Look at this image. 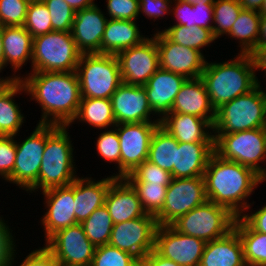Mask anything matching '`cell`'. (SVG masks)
<instances>
[{
    "instance_id": "29",
    "label": "cell",
    "mask_w": 266,
    "mask_h": 266,
    "mask_svg": "<svg viewBox=\"0 0 266 266\" xmlns=\"http://www.w3.org/2000/svg\"><path fill=\"white\" fill-rule=\"evenodd\" d=\"M199 266H247L238 233L232 229L224 237L207 242Z\"/></svg>"
},
{
    "instance_id": "47",
    "label": "cell",
    "mask_w": 266,
    "mask_h": 266,
    "mask_svg": "<svg viewBox=\"0 0 266 266\" xmlns=\"http://www.w3.org/2000/svg\"><path fill=\"white\" fill-rule=\"evenodd\" d=\"M16 136H0V179L6 182L12 175L16 159Z\"/></svg>"
},
{
    "instance_id": "28",
    "label": "cell",
    "mask_w": 266,
    "mask_h": 266,
    "mask_svg": "<svg viewBox=\"0 0 266 266\" xmlns=\"http://www.w3.org/2000/svg\"><path fill=\"white\" fill-rule=\"evenodd\" d=\"M214 152V143L179 142L175 149L173 178L204 176L208 160Z\"/></svg>"
},
{
    "instance_id": "37",
    "label": "cell",
    "mask_w": 266,
    "mask_h": 266,
    "mask_svg": "<svg viewBox=\"0 0 266 266\" xmlns=\"http://www.w3.org/2000/svg\"><path fill=\"white\" fill-rule=\"evenodd\" d=\"M81 225L95 247L109 243L114 224L105 204L96 209Z\"/></svg>"
},
{
    "instance_id": "26",
    "label": "cell",
    "mask_w": 266,
    "mask_h": 266,
    "mask_svg": "<svg viewBox=\"0 0 266 266\" xmlns=\"http://www.w3.org/2000/svg\"><path fill=\"white\" fill-rule=\"evenodd\" d=\"M4 51V69L11 66L13 74L8 76V80L21 79V73L15 75L32 61L33 37L24 26L4 27L2 35Z\"/></svg>"
},
{
    "instance_id": "5",
    "label": "cell",
    "mask_w": 266,
    "mask_h": 266,
    "mask_svg": "<svg viewBox=\"0 0 266 266\" xmlns=\"http://www.w3.org/2000/svg\"><path fill=\"white\" fill-rule=\"evenodd\" d=\"M258 84L249 93L236 97L216 110L214 134H229L263 127L266 124V91Z\"/></svg>"
},
{
    "instance_id": "42",
    "label": "cell",
    "mask_w": 266,
    "mask_h": 266,
    "mask_svg": "<svg viewBox=\"0 0 266 266\" xmlns=\"http://www.w3.org/2000/svg\"><path fill=\"white\" fill-rule=\"evenodd\" d=\"M91 266H140V261L128 252L106 244L96 247Z\"/></svg>"
},
{
    "instance_id": "58",
    "label": "cell",
    "mask_w": 266,
    "mask_h": 266,
    "mask_svg": "<svg viewBox=\"0 0 266 266\" xmlns=\"http://www.w3.org/2000/svg\"><path fill=\"white\" fill-rule=\"evenodd\" d=\"M258 12L260 15H266V0H263V3Z\"/></svg>"
},
{
    "instance_id": "15",
    "label": "cell",
    "mask_w": 266,
    "mask_h": 266,
    "mask_svg": "<svg viewBox=\"0 0 266 266\" xmlns=\"http://www.w3.org/2000/svg\"><path fill=\"white\" fill-rule=\"evenodd\" d=\"M44 243L62 264L73 266H91L96 249L79 223L58 230Z\"/></svg>"
},
{
    "instance_id": "7",
    "label": "cell",
    "mask_w": 266,
    "mask_h": 266,
    "mask_svg": "<svg viewBox=\"0 0 266 266\" xmlns=\"http://www.w3.org/2000/svg\"><path fill=\"white\" fill-rule=\"evenodd\" d=\"M76 73L84 98L110 99L122 83L119 62L113 54H82Z\"/></svg>"
},
{
    "instance_id": "46",
    "label": "cell",
    "mask_w": 266,
    "mask_h": 266,
    "mask_svg": "<svg viewBox=\"0 0 266 266\" xmlns=\"http://www.w3.org/2000/svg\"><path fill=\"white\" fill-rule=\"evenodd\" d=\"M109 19L133 20L139 18V0H106Z\"/></svg>"
},
{
    "instance_id": "14",
    "label": "cell",
    "mask_w": 266,
    "mask_h": 266,
    "mask_svg": "<svg viewBox=\"0 0 266 266\" xmlns=\"http://www.w3.org/2000/svg\"><path fill=\"white\" fill-rule=\"evenodd\" d=\"M152 35V37H147L140 44L116 54L122 82L143 86L159 69V52L155 33Z\"/></svg>"
},
{
    "instance_id": "20",
    "label": "cell",
    "mask_w": 266,
    "mask_h": 266,
    "mask_svg": "<svg viewBox=\"0 0 266 266\" xmlns=\"http://www.w3.org/2000/svg\"><path fill=\"white\" fill-rule=\"evenodd\" d=\"M97 4L76 11L71 34L82 54H101V41L108 21Z\"/></svg>"
},
{
    "instance_id": "4",
    "label": "cell",
    "mask_w": 266,
    "mask_h": 266,
    "mask_svg": "<svg viewBox=\"0 0 266 266\" xmlns=\"http://www.w3.org/2000/svg\"><path fill=\"white\" fill-rule=\"evenodd\" d=\"M70 126L47 124V139L37 183L26 193L69 186L77 176ZM31 193V194H30Z\"/></svg>"
},
{
    "instance_id": "2",
    "label": "cell",
    "mask_w": 266,
    "mask_h": 266,
    "mask_svg": "<svg viewBox=\"0 0 266 266\" xmlns=\"http://www.w3.org/2000/svg\"><path fill=\"white\" fill-rule=\"evenodd\" d=\"M207 199L227 208L236 217L248 212V203L260 185V175L237 162L222 159L215 152L208 160L204 172Z\"/></svg>"
},
{
    "instance_id": "3",
    "label": "cell",
    "mask_w": 266,
    "mask_h": 266,
    "mask_svg": "<svg viewBox=\"0 0 266 266\" xmlns=\"http://www.w3.org/2000/svg\"><path fill=\"white\" fill-rule=\"evenodd\" d=\"M237 54L227 61L210 63L207 60L200 76L215 111L258 85L251 55Z\"/></svg>"
},
{
    "instance_id": "9",
    "label": "cell",
    "mask_w": 266,
    "mask_h": 266,
    "mask_svg": "<svg viewBox=\"0 0 266 266\" xmlns=\"http://www.w3.org/2000/svg\"><path fill=\"white\" fill-rule=\"evenodd\" d=\"M236 218L227 208L207 200L170 225L180 233L207 243L227 235L234 228Z\"/></svg>"
},
{
    "instance_id": "60",
    "label": "cell",
    "mask_w": 266,
    "mask_h": 266,
    "mask_svg": "<svg viewBox=\"0 0 266 266\" xmlns=\"http://www.w3.org/2000/svg\"><path fill=\"white\" fill-rule=\"evenodd\" d=\"M7 224H8V222L6 223L3 216L1 215L0 216V228L4 227Z\"/></svg>"
},
{
    "instance_id": "12",
    "label": "cell",
    "mask_w": 266,
    "mask_h": 266,
    "mask_svg": "<svg viewBox=\"0 0 266 266\" xmlns=\"http://www.w3.org/2000/svg\"><path fill=\"white\" fill-rule=\"evenodd\" d=\"M156 217L146 213L113 225L109 245L128 252L141 261L155 247Z\"/></svg>"
},
{
    "instance_id": "25",
    "label": "cell",
    "mask_w": 266,
    "mask_h": 266,
    "mask_svg": "<svg viewBox=\"0 0 266 266\" xmlns=\"http://www.w3.org/2000/svg\"><path fill=\"white\" fill-rule=\"evenodd\" d=\"M171 112L190 114L214 124L216 111L201 77L185 80L174 99Z\"/></svg>"
},
{
    "instance_id": "27",
    "label": "cell",
    "mask_w": 266,
    "mask_h": 266,
    "mask_svg": "<svg viewBox=\"0 0 266 266\" xmlns=\"http://www.w3.org/2000/svg\"><path fill=\"white\" fill-rule=\"evenodd\" d=\"M24 92V83L20 80H5L0 82V136H17L26 122L20 106L14 98Z\"/></svg>"
},
{
    "instance_id": "43",
    "label": "cell",
    "mask_w": 266,
    "mask_h": 266,
    "mask_svg": "<svg viewBox=\"0 0 266 266\" xmlns=\"http://www.w3.org/2000/svg\"><path fill=\"white\" fill-rule=\"evenodd\" d=\"M125 179L129 183L170 184L172 175L158 165L145 160L128 174Z\"/></svg>"
},
{
    "instance_id": "48",
    "label": "cell",
    "mask_w": 266,
    "mask_h": 266,
    "mask_svg": "<svg viewBox=\"0 0 266 266\" xmlns=\"http://www.w3.org/2000/svg\"><path fill=\"white\" fill-rule=\"evenodd\" d=\"M9 224L0 228V266H15L16 241Z\"/></svg>"
},
{
    "instance_id": "61",
    "label": "cell",
    "mask_w": 266,
    "mask_h": 266,
    "mask_svg": "<svg viewBox=\"0 0 266 266\" xmlns=\"http://www.w3.org/2000/svg\"><path fill=\"white\" fill-rule=\"evenodd\" d=\"M264 130L265 142H266V124L262 127Z\"/></svg>"
},
{
    "instance_id": "57",
    "label": "cell",
    "mask_w": 266,
    "mask_h": 266,
    "mask_svg": "<svg viewBox=\"0 0 266 266\" xmlns=\"http://www.w3.org/2000/svg\"><path fill=\"white\" fill-rule=\"evenodd\" d=\"M184 2H187L192 5H197V4H214L215 0H181Z\"/></svg>"
},
{
    "instance_id": "52",
    "label": "cell",
    "mask_w": 266,
    "mask_h": 266,
    "mask_svg": "<svg viewBox=\"0 0 266 266\" xmlns=\"http://www.w3.org/2000/svg\"><path fill=\"white\" fill-rule=\"evenodd\" d=\"M140 266H180L176 262L163 258L155 250L149 252L141 261Z\"/></svg>"
},
{
    "instance_id": "38",
    "label": "cell",
    "mask_w": 266,
    "mask_h": 266,
    "mask_svg": "<svg viewBox=\"0 0 266 266\" xmlns=\"http://www.w3.org/2000/svg\"><path fill=\"white\" fill-rule=\"evenodd\" d=\"M241 10L239 0H215L212 33L216 39L230 32Z\"/></svg>"
},
{
    "instance_id": "56",
    "label": "cell",
    "mask_w": 266,
    "mask_h": 266,
    "mask_svg": "<svg viewBox=\"0 0 266 266\" xmlns=\"http://www.w3.org/2000/svg\"><path fill=\"white\" fill-rule=\"evenodd\" d=\"M4 26L0 24V73L4 71V51H3V43H2V35H3Z\"/></svg>"
},
{
    "instance_id": "11",
    "label": "cell",
    "mask_w": 266,
    "mask_h": 266,
    "mask_svg": "<svg viewBox=\"0 0 266 266\" xmlns=\"http://www.w3.org/2000/svg\"><path fill=\"white\" fill-rule=\"evenodd\" d=\"M207 200L204 176L172 178L167 186L164 206L155 216L158 226L170 225Z\"/></svg>"
},
{
    "instance_id": "59",
    "label": "cell",
    "mask_w": 266,
    "mask_h": 266,
    "mask_svg": "<svg viewBox=\"0 0 266 266\" xmlns=\"http://www.w3.org/2000/svg\"><path fill=\"white\" fill-rule=\"evenodd\" d=\"M266 181V170L260 175V183Z\"/></svg>"
},
{
    "instance_id": "62",
    "label": "cell",
    "mask_w": 266,
    "mask_h": 266,
    "mask_svg": "<svg viewBox=\"0 0 266 266\" xmlns=\"http://www.w3.org/2000/svg\"><path fill=\"white\" fill-rule=\"evenodd\" d=\"M29 3L30 2H42L43 0H27Z\"/></svg>"
},
{
    "instance_id": "39",
    "label": "cell",
    "mask_w": 266,
    "mask_h": 266,
    "mask_svg": "<svg viewBox=\"0 0 266 266\" xmlns=\"http://www.w3.org/2000/svg\"><path fill=\"white\" fill-rule=\"evenodd\" d=\"M96 140L97 155L102 158L106 163H114L117 167L118 173L114 175L117 178H121V152L120 141L115 127L104 129L102 133L98 135Z\"/></svg>"
},
{
    "instance_id": "10",
    "label": "cell",
    "mask_w": 266,
    "mask_h": 266,
    "mask_svg": "<svg viewBox=\"0 0 266 266\" xmlns=\"http://www.w3.org/2000/svg\"><path fill=\"white\" fill-rule=\"evenodd\" d=\"M47 139V124H38L22 142L15 139L16 159L12 175L6 181L29 191L38 181Z\"/></svg>"
},
{
    "instance_id": "30",
    "label": "cell",
    "mask_w": 266,
    "mask_h": 266,
    "mask_svg": "<svg viewBox=\"0 0 266 266\" xmlns=\"http://www.w3.org/2000/svg\"><path fill=\"white\" fill-rule=\"evenodd\" d=\"M133 20L109 19L101 41V54H113L140 44L148 36L142 35Z\"/></svg>"
},
{
    "instance_id": "44",
    "label": "cell",
    "mask_w": 266,
    "mask_h": 266,
    "mask_svg": "<svg viewBox=\"0 0 266 266\" xmlns=\"http://www.w3.org/2000/svg\"><path fill=\"white\" fill-rule=\"evenodd\" d=\"M51 16L53 31L71 32L75 11L64 0H43Z\"/></svg>"
},
{
    "instance_id": "16",
    "label": "cell",
    "mask_w": 266,
    "mask_h": 266,
    "mask_svg": "<svg viewBox=\"0 0 266 266\" xmlns=\"http://www.w3.org/2000/svg\"><path fill=\"white\" fill-rule=\"evenodd\" d=\"M206 242L176 231L171 225L158 226L154 250L180 266H199Z\"/></svg>"
},
{
    "instance_id": "19",
    "label": "cell",
    "mask_w": 266,
    "mask_h": 266,
    "mask_svg": "<svg viewBox=\"0 0 266 266\" xmlns=\"http://www.w3.org/2000/svg\"><path fill=\"white\" fill-rule=\"evenodd\" d=\"M110 100L116 124L160 122L152 112L144 86L122 82Z\"/></svg>"
},
{
    "instance_id": "23",
    "label": "cell",
    "mask_w": 266,
    "mask_h": 266,
    "mask_svg": "<svg viewBox=\"0 0 266 266\" xmlns=\"http://www.w3.org/2000/svg\"><path fill=\"white\" fill-rule=\"evenodd\" d=\"M105 206L113 224L122 223L146 214L137 191L125 178H117L106 194Z\"/></svg>"
},
{
    "instance_id": "34",
    "label": "cell",
    "mask_w": 266,
    "mask_h": 266,
    "mask_svg": "<svg viewBox=\"0 0 266 266\" xmlns=\"http://www.w3.org/2000/svg\"><path fill=\"white\" fill-rule=\"evenodd\" d=\"M172 4L171 15L175 18L173 20H176L174 25H184L188 28L199 26L212 31L213 4L192 5L181 0H173Z\"/></svg>"
},
{
    "instance_id": "36",
    "label": "cell",
    "mask_w": 266,
    "mask_h": 266,
    "mask_svg": "<svg viewBox=\"0 0 266 266\" xmlns=\"http://www.w3.org/2000/svg\"><path fill=\"white\" fill-rule=\"evenodd\" d=\"M170 41L178 43L184 47H189L200 51L204 55V48L210 47L217 40L210 29L184 25H170L160 30ZM203 49V50H202Z\"/></svg>"
},
{
    "instance_id": "33",
    "label": "cell",
    "mask_w": 266,
    "mask_h": 266,
    "mask_svg": "<svg viewBox=\"0 0 266 266\" xmlns=\"http://www.w3.org/2000/svg\"><path fill=\"white\" fill-rule=\"evenodd\" d=\"M242 242L247 266L266 265V234L253 230L241 217H237L233 228Z\"/></svg>"
},
{
    "instance_id": "32",
    "label": "cell",
    "mask_w": 266,
    "mask_h": 266,
    "mask_svg": "<svg viewBox=\"0 0 266 266\" xmlns=\"http://www.w3.org/2000/svg\"><path fill=\"white\" fill-rule=\"evenodd\" d=\"M260 14L258 11L241 10L233 24L228 39L238 40L240 54H250L257 46L259 38Z\"/></svg>"
},
{
    "instance_id": "8",
    "label": "cell",
    "mask_w": 266,
    "mask_h": 266,
    "mask_svg": "<svg viewBox=\"0 0 266 266\" xmlns=\"http://www.w3.org/2000/svg\"><path fill=\"white\" fill-rule=\"evenodd\" d=\"M214 151L222 159L249 167L259 175L266 170V142L262 127L214 134ZM263 163L264 166L260 165Z\"/></svg>"
},
{
    "instance_id": "1",
    "label": "cell",
    "mask_w": 266,
    "mask_h": 266,
    "mask_svg": "<svg viewBox=\"0 0 266 266\" xmlns=\"http://www.w3.org/2000/svg\"><path fill=\"white\" fill-rule=\"evenodd\" d=\"M30 101L41 108L38 124L69 126L80 106V86L76 71L29 72L20 79Z\"/></svg>"
},
{
    "instance_id": "54",
    "label": "cell",
    "mask_w": 266,
    "mask_h": 266,
    "mask_svg": "<svg viewBox=\"0 0 266 266\" xmlns=\"http://www.w3.org/2000/svg\"><path fill=\"white\" fill-rule=\"evenodd\" d=\"M266 46V15H260L259 38L256 47Z\"/></svg>"
},
{
    "instance_id": "6",
    "label": "cell",
    "mask_w": 266,
    "mask_h": 266,
    "mask_svg": "<svg viewBox=\"0 0 266 266\" xmlns=\"http://www.w3.org/2000/svg\"><path fill=\"white\" fill-rule=\"evenodd\" d=\"M81 55L71 32L42 34L33 38L30 72L76 71Z\"/></svg>"
},
{
    "instance_id": "63",
    "label": "cell",
    "mask_w": 266,
    "mask_h": 266,
    "mask_svg": "<svg viewBox=\"0 0 266 266\" xmlns=\"http://www.w3.org/2000/svg\"><path fill=\"white\" fill-rule=\"evenodd\" d=\"M3 79L8 80V76H6V77H0V82H1Z\"/></svg>"
},
{
    "instance_id": "18",
    "label": "cell",
    "mask_w": 266,
    "mask_h": 266,
    "mask_svg": "<svg viewBox=\"0 0 266 266\" xmlns=\"http://www.w3.org/2000/svg\"><path fill=\"white\" fill-rule=\"evenodd\" d=\"M46 212L40 219L46 241L58 230L76 225L74 211V181L69 186L42 191Z\"/></svg>"
},
{
    "instance_id": "41",
    "label": "cell",
    "mask_w": 266,
    "mask_h": 266,
    "mask_svg": "<svg viewBox=\"0 0 266 266\" xmlns=\"http://www.w3.org/2000/svg\"><path fill=\"white\" fill-rule=\"evenodd\" d=\"M23 26L33 38L53 31L50 13L43 1L29 3Z\"/></svg>"
},
{
    "instance_id": "35",
    "label": "cell",
    "mask_w": 266,
    "mask_h": 266,
    "mask_svg": "<svg viewBox=\"0 0 266 266\" xmlns=\"http://www.w3.org/2000/svg\"><path fill=\"white\" fill-rule=\"evenodd\" d=\"M178 141L161 125H159L151 139L148 161L171 173L175 166V149Z\"/></svg>"
},
{
    "instance_id": "50",
    "label": "cell",
    "mask_w": 266,
    "mask_h": 266,
    "mask_svg": "<svg viewBox=\"0 0 266 266\" xmlns=\"http://www.w3.org/2000/svg\"><path fill=\"white\" fill-rule=\"evenodd\" d=\"M21 261L18 266H59L61 263L45 246L29 252Z\"/></svg>"
},
{
    "instance_id": "24",
    "label": "cell",
    "mask_w": 266,
    "mask_h": 266,
    "mask_svg": "<svg viewBox=\"0 0 266 266\" xmlns=\"http://www.w3.org/2000/svg\"><path fill=\"white\" fill-rule=\"evenodd\" d=\"M160 125L181 143H214L213 125L190 114L170 112Z\"/></svg>"
},
{
    "instance_id": "17",
    "label": "cell",
    "mask_w": 266,
    "mask_h": 266,
    "mask_svg": "<svg viewBox=\"0 0 266 266\" xmlns=\"http://www.w3.org/2000/svg\"><path fill=\"white\" fill-rule=\"evenodd\" d=\"M155 40L159 52V68L184 76L198 78L206 65V57L200 51L170 41L155 29Z\"/></svg>"
},
{
    "instance_id": "45",
    "label": "cell",
    "mask_w": 266,
    "mask_h": 266,
    "mask_svg": "<svg viewBox=\"0 0 266 266\" xmlns=\"http://www.w3.org/2000/svg\"><path fill=\"white\" fill-rule=\"evenodd\" d=\"M28 5L27 0H0V24L4 27L23 26Z\"/></svg>"
},
{
    "instance_id": "21",
    "label": "cell",
    "mask_w": 266,
    "mask_h": 266,
    "mask_svg": "<svg viewBox=\"0 0 266 266\" xmlns=\"http://www.w3.org/2000/svg\"><path fill=\"white\" fill-rule=\"evenodd\" d=\"M186 78L159 68L144 86L153 114L161 121L171 112L174 99Z\"/></svg>"
},
{
    "instance_id": "51",
    "label": "cell",
    "mask_w": 266,
    "mask_h": 266,
    "mask_svg": "<svg viewBox=\"0 0 266 266\" xmlns=\"http://www.w3.org/2000/svg\"><path fill=\"white\" fill-rule=\"evenodd\" d=\"M244 212L240 217L255 231L266 234V205L257 211Z\"/></svg>"
},
{
    "instance_id": "64",
    "label": "cell",
    "mask_w": 266,
    "mask_h": 266,
    "mask_svg": "<svg viewBox=\"0 0 266 266\" xmlns=\"http://www.w3.org/2000/svg\"><path fill=\"white\" fill-rule=\"evenodd\" d=\"M59 266H73V265H65V264L60 263Z\"/></svg>"
},
{
    "instance_id": "53",
    "label": "cell",
    "mask_w": 266,
    "mask_h": 266,
    "mask_svg": "<svg viewBox=\"0 0 266 266\" xmlns=\"http://www.w3.org/2000/svg\"><path fill=\"white\" fill-rule=\"evenodd\" d=\"M75 12L95 5V0H64Z\"/></svg>"
},
{
    "instance_id": "49",
    "label": "cell",
    "mask_w": 266,
    "mask_h": 266,
    "mask_svg": "<svg viewBox=\"0 0 266 266\" xmlns=\"http://www.w3.org/2000/svg\"><path fill=\"white\" fill-rule=\"evenodd\" d=\"M173 0H139V15L144 14L146 18L154 20L163 19L166 14H171Z\"/></svg>"
},
{
    "instance_id": "22",
    "label": "cell",
    "mask_w": 266,
    "mask_h": 266,
    "mask_svg": "<svg viewBox=\"0 0 266 266\" xmlns=\"http://www.w3.org/2000/svg\"><path fill=\"white\" fill-rule=\"evenodd\" d=\"M115 172L101 180L92 177H77L74 180V211L77 224H81L96 209L105 204L110 185L117 179Z\"/></svg>"
},
{
    "instance_id": "13",
    "label": "cell",
    "mask_w": 266,
    "mask_h": 266,
    "mask_svg": "<svg viewBox=\"0 0 266 266\" xmlns=\"http://www.w3.org/2000/svg\"><path fill=\"white\" fill-rule=\"evenodd\" d=\"M160 122L116 124L120 141L121 178H125L137 166L148 160L152 136Z\"/></svg>"
},
{
    "instance_id": "55",
    "label": "cell",
    "mask_w": 266,
    "mask_h": 266,
    "mask_svg": "<svg viewBox=\"0 0 266 266\" xmlns=\"http://www.w3.org/2000/svg\"><path fill=\"white\" fill-rule=\"evenodd\" d=\"M243 10L259 11L263 0H239Z\"/></svg>"
},
{
    "instance_id": "40",
    "label": "cell",
    "mask_w": 266,
    "mask_h": 266,
    "mask_svg": "<svg viewBox=\"0 0 266 266\" xmlns=\"http://www.w3.org/2000/svg\"><path fill=\"white\" fill-rule=\"evenodd\" d=\"M137 191L141 206L148 214L156 216L163 208L169 184L130 183Z\"/></svg>"
},
{
    "instance_id": "31",
    "label": "cell",
    "mask_w": 266,
    "mask_h": 266,
    "mask_svg": "<svg viewBox=\"0 0 266 266\" xmlns=\"http://www.w3.org/2000/svg\"><path fill=\"white\" fill-rule=\"evenodd\" d=\"M81 122L88 124L94 129L103 130L116 126L111 100L106 98H84L81 97L77 116L69 125Z\"/></svg>"
}]
</instances>
